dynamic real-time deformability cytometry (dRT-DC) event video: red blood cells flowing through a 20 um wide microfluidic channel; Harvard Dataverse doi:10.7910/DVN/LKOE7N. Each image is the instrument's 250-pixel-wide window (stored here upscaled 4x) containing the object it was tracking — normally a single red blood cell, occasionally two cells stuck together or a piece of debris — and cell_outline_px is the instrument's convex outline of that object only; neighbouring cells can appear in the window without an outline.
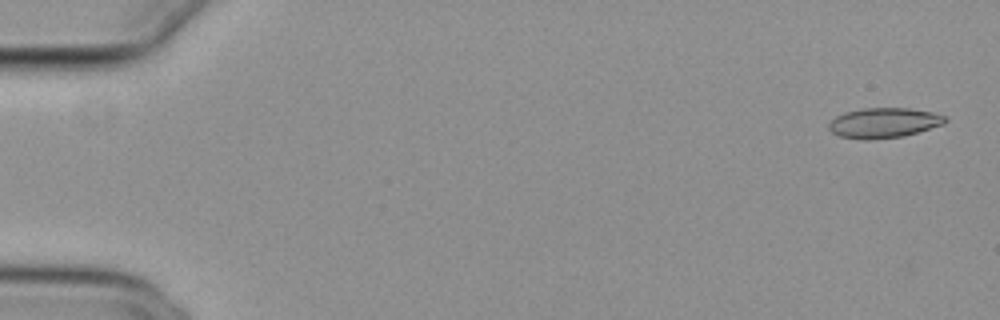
{"species": "common noctule bat (a hibernating species)", "species_latin": "Nyctalus noctula", "temperature_condition": "cold", "stored_images_in_passage": 57, "camera_frame_rate_fps": 3000, "um_per_image_px": 0.085, "animal": {"sex": "female", "body_mass_g": 29.2, "forearm_length_mm": 56.3}, "frame": {"image": 1, "passage_image": 2, "time_ms": 0.333, "image_size_px": [1000, 320], "cell_outline_px": [[948, 120], [944, 124], [904, 136], [868, 140], [864, 140], [840, 136], [832, 132], [828, 128], [828, 124], [836, 116], [844, 112], [860, 108], [908, 108], [932, 112], [944, 116]], "centroid_in_image_um": [75.11, 10.44], "position_along_channel_um": 9.9, "area_um2": 20.4}}
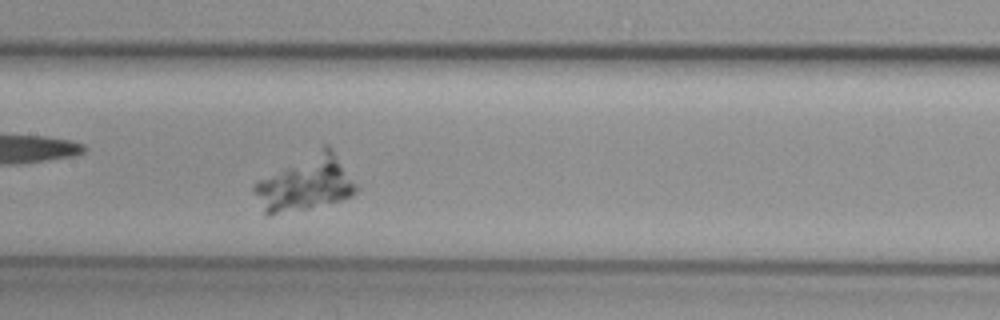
{"frame": {"image": 2, "passage_image": 29, "time_ms": 9.333, "image_size_px": [1000, 320], "cell_outline_px": [[360, 188], [352, 196], [340, 200], [308, 208], [268, 216], [264, 212], [252, 192], [252, 184], [256, 180], [324, 144], [328, 144], [332, 148], [360, 184]], "centroid_in_image_um": [25.99, 15.56], "position_along_channel_um": 181.4, "area_um2": 33.58}}
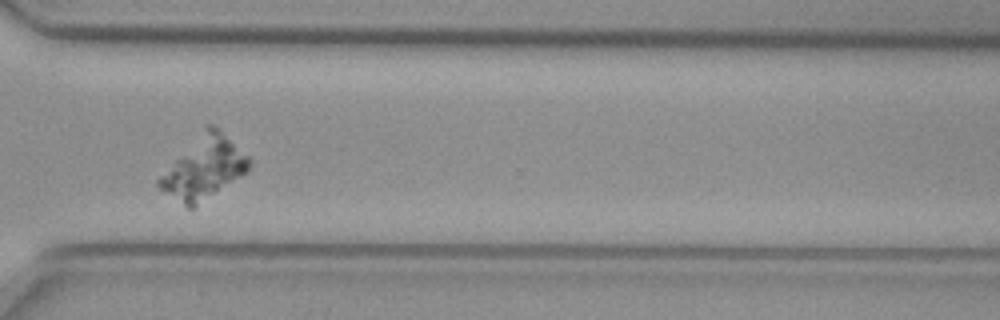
{"frame": {"image": 3, "passage_image": 43, "time_ms": 14.0, "image_size_px": [1000, 320], "cell_outline_px": [[252, 164], [248, 172], [192, 208], [188, 208], [160, 188], [156, 184], [156, 180], [208, 124], [212, 124], [252, 156]], "centroid_in_image_um": [17.4, 14.26], "position_along_channel_um": 353.2, "area_um2": 32.02}}